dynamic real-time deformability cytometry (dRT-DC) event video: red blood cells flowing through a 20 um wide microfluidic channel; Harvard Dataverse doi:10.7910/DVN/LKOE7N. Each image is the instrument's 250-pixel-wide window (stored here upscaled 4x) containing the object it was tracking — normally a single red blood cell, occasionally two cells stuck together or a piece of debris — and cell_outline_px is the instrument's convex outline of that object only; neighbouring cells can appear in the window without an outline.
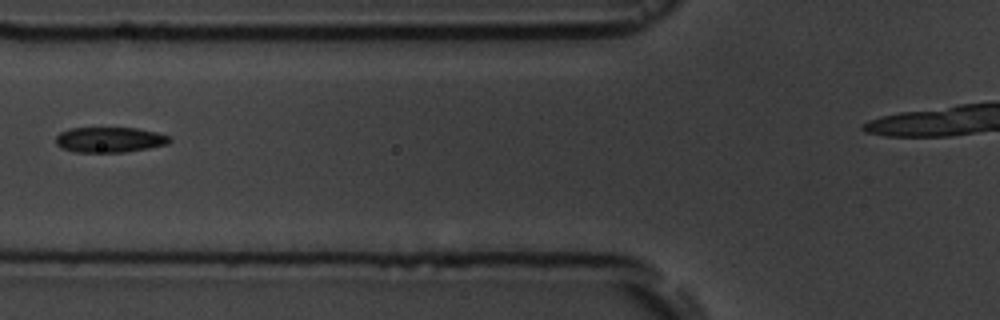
{"species": "common noctule bat (a hibernating species)", "species_latin": "Nyctalus noctula", "temperature_condition": "room temperature", "stored_images_in_passage": 8, "segment_of_instrument_passage": [2, 2], "camera_frame_rate_fps": 3000, "um_per_image_px": 0.085, "animal": {"sex": "male", "body_mass_g": 19.5, "forearm_length_mm": 54.6}, "frame": {"image": 1, "passage_image": 7, "time_ms": 6.667, "image_size_px": [1000, 320], "cell_outline_px": [[172, 140], [168, 144], [148, 148], [124, 152], [72, 152], [60, 148], [56, 144], [56, 136], [60, 132], [72, 128], [136, 128], [156, 132], [168, 136]], "centroid_in_image_um": [9.29, 11.88], "position_along_channel_um": 116.5, "area_um2": 16.82}}